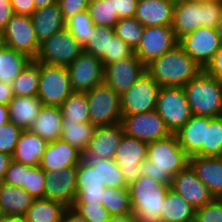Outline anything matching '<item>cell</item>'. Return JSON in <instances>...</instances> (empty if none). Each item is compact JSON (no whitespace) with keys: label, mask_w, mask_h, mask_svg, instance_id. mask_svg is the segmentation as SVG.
<instances>
[{"label":"cell","mask_w":222,"mask_h":222,"mask_svg":"<svg viewBox=\"0 0 222 222\" xmlns=\"http://www.w3.org/2000/svg\"><path fill=\"white\" fill-rule=\"evenodd\" d=\"M189 164V156L177 136L148 143L147 159L141 163V176H148L171 187L172 178Z\"/></svg>","instance_id":"1"},{"label":"cell","mask_w":222,"mask_h":222,"mask_svg":"<svg viewBox=\"0 0 222 222\" xmlns=\"http://www.w3.org/2000/svg\"><path fill=\"white\" fill-rule=\"evenodd\" d=\"M203 70L178 44L146 65V72L160 87H184Z\"/></svg>","instance_id":"2"},{"label":"cell","mask_w":222,"mask_h":222,"mask_svg":"<svg viewBox=\"0 0 222 222\" xmlns=\"http://www.w3.org/2000/svg\"><path fill=\"white\" fill-rule=\"evenodd\" d=\"M170 188L148 176H140L128 186L132 211L138 222H162L161 210Z\"/></svg>","instance_id":"3"},{"label":"cell","mask_w":222,"mask_h":222,"mask_svg":"<svg viewBox=\"0 0 222 222\" xmlns=\"http://www.w3.org/2000/svg\"><path fill=\"white\" fill-rule=\"evenodd\" d=\"M192 115H222V83L204 70L183 87Z\"/></svg>","instance_id":"4"},{"label":"cell","mask_w":222,"mask_h":222,"mask_svg":"<svg viewBox=\"0 0 222 222\" xmlns=\"http://www.w3.org/2000/svg\"><path fill=\"white\" fill-rule=\"evenodd\" d=\"M156 111L171 134H175L192 117L183 87H160Z\"/></svg>","instance_id":"5"},{"label":"cell","mask_w":222,"mask_h":222,"mask_svg":"<svg viewBox=\"0 0 222 222\" xmlns=\"http://www.w3.org/2000/svg\"><path fill=\"white\" fill-rule=\"evenodd\" d=\"M90 122L94 126L121 123L120 96L105 82L86 92Z\"/></svg>","instance_id":"6"},{"label":"cell","mask_w":222,"mask_h":222,"mask_svg":"<svg viewBox=\"0 0 222 222\" xmlns=\"http://www.w3.org/2000/svg\"><path fill=\"white\" fill-rule=\"evenodd\" d=\"M82 52L83 46L64 28L40 43L35 61L67 67L76 60Z\"/></svg>","instance_id":"7"},{"label":"cell","mask_w":222,"mask_h":222,"mask_svg":"<svg viewBox=\"0 0 222 222\" xmlns=\"http://www.w3.org/2000/svg\"><path fill=\"white\" fill-rule=\"evenodd\" d=\"M73 92L65 66L40 63L37 97L45 106H58Z\"/></svg>","instance_id":"8"},{"label":"cell","mask_w":222,"mask_h":222,"mask_svg":"<svg viewBox=\"0 0 222 222\" xmlns=\"http://www.w3.org/2000/svg\"><path fill=\"white\" fill-rule=\"evenodd\" d=\"M2 33L6 47L35 60L40 44L33 28L31 16L14 14Z\"/></svg>","instance_id":"9"},{"label":"cell","mask_w":222,"mask_h":222,"mask_svg":"<svg viewBox=\"0 0 222 222\" xmlns=\"http://www.w3.org/2000/svg\"><path fill=\"white\" fill-rule=\"evenodd\" d=\"M160 85L145 72L120 96L122 116L156 110Z\"/></svg>","instance_id":"10"},{"label":"cell","mask_w":222,"mask_h":222,"mask_svg":"<svg viewBox=\"0 0 222 222\" xmlns=\"http://www.w3.org/2000/svg\"><path fill=\"white\" fill-rule=\"evenodd\" d=\"M148 143L123 134L113 160L119 166L126 185L141 176V163L147 159Z\"/></svg>","instance_id":"11"},{"label":"cell","mask_w":222,"mask_h":222,"mask_svg":"<svg viewBox=\"0 0 222 222\" xmlns=\"http://www.w3.org/2000/svg\"><path fill=\"white\" fill-rule=\"evenodd\" d=\"M124 133L144 142L162 140L171 135L156 110L122 116Z\"/></svg>","instance_id":"12"},{"label":"cell","mask_w":222,"mask_h":222,"mask_svg":"<svg viewBox=\"0 0 222 222\" xmlns=\"http://www.w3.org/2000/svg\"><path fill=\"white\" fill-rule=\"evenodd\" d=\"M178 45L204 69L221 47V42L216 28L199 27L180 38Z\"/></svg>","instance_id":"13"},{"label":"cell","mask_w":222,"mask_h":222,"mask_svg":"<svg viewBox=\"0 0 222 222\" xmlns=\"http://www.w3.org/2000/svg\"><path fill=\"white\" fill-rule=\"evenodd\" d=\"M177 44L178 40L172 26H147L134 54L146 66L152 60L172 50Z\"/></svg>","instance_id":"14"},{"label":"cell","mask_w":222,"mask_h":222,"mask_svg":"<svg viewBox=\"0 0 222 222\" xmlns=\"http://www.w3.org/2000/svg\"><path fill=\"white\" fill-rule=\"evenodd\" d=\"M66 68L72 90L75 92L86 93L104 82V66L101 58L85 51Z\"/></svg>","instance_id":"15"},{"label":"cell","mask_w":222,"mask_h":222,"mask_svg":"<svg viewBox=\"0 0 222 222\" xmlns=\"http://www.w3.org/2000/svg\"><path fill=\"white\" fill-rule=\"evenodd\" d=\"M146 72V66L135 54L104 67V82L119 96L128 91Z\"/></svg>","instance_id":"16"},{"label":"cell","mask_w":222,"mask_h":222,"mask_svg":"<svg viewBox=\"0 0 222 222\" xmlns=\"http://www.w3.org/2000/svg\"><path fill=\"white\" fill-rule=\"evenodd\" d=\"M44 172L46 176L44 199L59 201L66 207H72L76 200L77 166L60 171L44 170Z\"/></svg>","instance_id":"17"},{"label":"cell","mask_w":222,"mask_h":222,"mask_svg":"<svg viewBox=\"0 0 222 222\" xmlns=\"http://www.w3.org/2000/svg\"><path fill=\"white\" fill-rule=\"evenodd\" d=\"M171 189L180 194L195 210L211 202L215 197L198 179L188 164L172 178Z\"/></svg>","instance_id":"18"},{"label":"cell","mask_w":222,"mask_h":222,"mask_svg":"<svg viewBox=\"0 0 222 222\" xmlns=\"http://www.w3.org/2000/svg\"><path fill=\"white\" fill-rule=\"evenodd\" d=\"M123 134L121 123L96 126L83 158L113 159Z\"/></svg>","instance_id":"19"},{"label":"cell","mask_w":222,"mask_h":222,"mask_svg":"<svg viewBox=\"0 0 222 222\" xmlns=\"http://www.w3.org/2000/svg\"><path fill=\"white\" fill-rule=\"evenodd\" d=\"M76 200L74 203L102 204L106 188L98 170L94 169L85 159L77 166Z\"/></svg>","instance_id":"20"},{"label":"cell","mask_w":222,"mask_h":222,"mask_svg":"<svg viewBox=\"0 0 222 222\" xmlns=\"http://www.w3.org/2000/svg\"><path fill=\"white\" fill-rule=\"evenodd\" d=\"M83 154L61 139L49 142L42 155L39 166L43 170L60 171L64 168L78 166Z\"/></svg>","instance_id":"21"},{"label":"cell","mask_w":222,"mask_h":222,"mask_svg":"<svg viewBox=\"0 0 222 222\" xmlns=\"http://www.w3.org/2000/svg\"><path fill=\"white\" fill-rule=\"evenodd\" d=\"M189 165L215 198L222 197V156L189 157Z\"/></svg>","instance_id":"22"},{"label":"cell","mask_w":222,"mask_h":222,"mask_svg":"<svg viewBox=\"0 0 222 222\" xmlns=\"http://www.w3.org/2000/svg\"><path fill=\"white\" fill-rule=\"evenodd\" d=\"M175 1L138 0L134 17L144 26H172Z\"/></svg>","instance_id":"23"},{"label":"cell","mask_w":222,"mask_h":222,"mask_svg":"<svg viewBox=\"0 0 222 222\" xmlns=\"http://www.w3.org/2000/svg\"><path fill=\"white\" fill-rule=\"evenodd\" d=\"M212 117L192 115V117L175 133L179 145L191 157L196 155L205 143L206 124Z\"/></svg>","instance_id":"24"},{"label":"cell","mask_w":222,"mask_h":222,"mask_svg":"<svg viewBox=\"0 0 222 222\" xmlns=\"http://www.w3.org/2000/svg\"><path fill=\"white\" fill-rule=\"evenodd\" d=\"M42 106L37 96H14L8 103L9 122L23 131L28 130Z\"/></svg>","instance_id":"25"},{"label":"cell","mask_w":222,"mask_h":222,"mask_svg":"<svg viewBox=\"0 0 222 222\" xmlns=\"http://www.w3.org/2000/svg\"><path fill=\"white\" fill-rule=\"evenodd\" d=\"M62 122L63 116L60 107L43 105L28 130L49 143L61 138Z\"/></svg>","instance_id":"26"},{"label":"cell","mask_w":222,"mask_h":222,"mask_svg":"<svg viewBox=\"0 0 222 222\" xmlns=\"http://www.w3.org/2000/svg\"><path fill=\"white\" fill-rule=\"evenodd\" d=\"M34 200L24 188L0 183V215L23 217Z\"/></svg>","instance_id":"27"},{"label":"cell","mask_w":222,"mask_h":222,"mask_svg":"<svg viewBox=\"0 0 222 222\" xmlns=\"http://www.w3.org/2000/svg\"><path fill=\"white\" fill-rule=\"evenodd\" d=\"M31 19L39 44L66 28V21L58 4L35 10Z\"/></svg>","instance_id":"28"},{"label":"cell","mask_w":222,"mask_h":222,"mask_svg":"<svg viewBox=\"0 0 222 222\" xmlns=\"http://www.w3.org/2000/svg\"><path fill=\"white\" fill-rule=\"evenodd\" d=\"M48 142L29 130L21 132L12 160L21 164L38 166Z\"/></svg>","instance_id":"29"},{"label":"cell","mask_w":222,"mask_h":222,"mask_svg":"<svg viewBox=\"0 0 222 222\" xmlns=\"http://www.w3.org/2000/svg\"><path fill=\"white\" fill-rule=\"evenodd\" d=\"M201 26V2H176L172 29L177 40Z\"/></svg>","instance_id":"30"},{"label":"cell","mask_w":222,"mask_h":222,"mask_svg":"<svg viewBox=\"0 0 222 222\" xmlns=\"http://www.w3.org/2000/svg\"><path fill=\"white\" fill-rule=\"evenodd\" d=\"M161 213L162 222H194L195 209L171 188L165 196Z\"/></svg>","instance_id":"31"},{"label":"cell","mask_w":222,"mask_h":222,"mask_svg":"<svg viewBox=\"0 0 222 222\" xmlns=\"http://www.w3.org/2000/svg\"><path fill=\"white\" fill-rule=\"evenodd\" d=\"M67 207L55 200L35 199L23 215L24 222H62Z\"/></svg>","instance_id":"32"},{"label":"cell","mask_w":222,"mask_h":222,"mask_svg":"<svg viewBox=\"0 0 222 222\" xmlns=\"http://www.w3.org/2000/svg\"><path fill=\"white\" fill-rule=\"evenodd\" d=\"M115 31L112 27L94 26L92 34L87 43L83 46V51L101 58L103 66L110 64V46Z\"/></svg>","instance_id":"33"},{"label":"cell","mask_w":222,"mask_h":222,"mask_svg":"<svg viewBox=\"0 0 222 222\" xmlns=\"http://www.w3.org/2000/svg\"><path fill=\"white\" fill-rule=\"evenodd\" d=\"M32 59L4 46L0 49V81L12 83Z\"/></svg>","instance_id":"34"},{"label":"cell","mask_w":222,"mask_h":222,"mask_svg":"<svg viewBox=\"0 0 222 222\" xmlns=\"http://www.w3.org/2000/svg\"><path fill=\"white\" fill-rule=\"evenodd\" d=\"M95 128L96 126L91 122H62L60 139L68 142L83 154L93 137Z\"/></svg>","instance_id":"35"},{"label":"cell","mask_w":222,"mask_h":222,"mask_svg":"<svg viewBox=\"0 0 222 222\" xmlns=\"http://www.w3.org/2000/svg\"><path fill=\"white\" fill-rule=\"evenodd\" d=\"M39 77L40 63L31 60L11 83L14 96H37Z\"/></svg>","instance_id":"36"},{"label":"cell","mask_w":222,"mask_h":222,"mask_svg":"<svg viewBox=\"0 0 222 222\" xmlns=\"http://www.w3.org/2000/svg\"><path fill=\"white\" fill-rule=\"evenodd\" d=\"M63 122H90L86 93L73 91L60 106Z\"/></svg>","instance_id":"37"},{"label":"cell","mask_w":222,"mask_h":222,"mask_svg":"<svg viewBox=\"0 0 222 222\" xmlns=\"http://www.w3.org/2000/svg\"><path fill=\"white\" fill-rule=\"evenodd\" d=\"M83 159H85L94 169L98 170V173L106 188L128 187L126 185L124 176L122 175V171L113 159Z\"/></svg>","instance_id":"38"},{"label":"cell","mask_w":222,"mask_h":222,"mask_svg":"<svg viewBox=\"0 0 222 222\" xmlns=\"http://www.w3.org/2000/svg\"><path fill=\"white\" fill-rule=\"evenodd\" d=\"M102 205L111 215L133 213L128 187L105 188Z\"/></svg>","instance_id":"39"},{"label":"cell","mask_w":222,"mask_h":222,"mask_svg":"<svg viewBox=\"0 0 222 222\" xmlns=\"http://www.w3.org/2000/svg\"><path fill=\"white\" fill-rule=\"evenodd\" d=\"M87 10L95 26L114 28L119 21L114 0H89Z\"/></svg>","instance_id":"40"},{"label":"cell","mask_w":222,"mask_h":222,"mask_svg":"<svg viewBox=\"0 0 222 222\" xmlns=\"http://www.w3.org/2000/svg\"><path fill=\"white\" fill-rule=\"evenodd\" d=\"M197 156H222V115L206 124L205 143Z\"/></svg>","instance_id":"41"},{"label":"cell","mask_w":222,"mask_h":222,"mask_svg":"<svg viewBox=\"0 0 222 222\" xmlns=\"http://www.w3.org/2000/svg\"><path fill=\"white\" fill-rule=\"evenodd\" d=\"M144 28L135 17H131L119 19L114 31L116 36L135 50L143 36Z\"/></svg>","instance_id":"42"},{"label":"cell","mask_w":222,"mask_h":222,"mask_svg":"<svg viewBox=\"0 0 222 222\" xmlns=\"http://www.w3.org/2000/svg\"><path fill=\"white\" fill-rule=\"evenodd\" d=\"M94 26L88 10L76 13L74 16L66 20V29L82 46L87 43Z\"/></svg>","instance_id":"43"},{"label":"cell","mask_w":222,"mask_h":222,"mask_svg":"<svg viewBox=\"0 0 222 222\" xmlns=\"http://www.w3.org/2000/svg\"><path fill=\"white\" fill-rule=\"evenodd\" d=\"M45 172L38 166L27 165V178L24 189L35 199H44Z\"/></svg>","instance_id":"44"},{"label":"cell","mask_w":222,"mask_h":222,"mask_svg":"<svg viewBox=\"0 0 222 222\" xmlns=\"http://www.w3.org/2000/svg\"><path fill=\"white\" fill-rule=\"evenodd\" d=\"M72 208L88 222H109L111 214L102 204L74 203Z\"/></svg>","instance_id":"45"},{"label":"cell","mask_w":222,"mask_h":222,"mask_svg":"<svg viewBox=\"0 0 222 222\" xmlns=\"http://www.w3.org/2000/svg\"><path fill=\"white\" fill-rule=\"evenodd\" d=\"M222 17V0L201 1V26L216 28Z\"/></svg>","instance_id":"46"},{"label":"cell","mask_w":222,"mask_h":222,"mask_svg":"<svg viewBox=\"0 0 222 222\" xmlns=\"http://www.w3.org/2000/svg\"><path fill=\"white\" fill-rule=\"evenodd\" d=\"M22 131L11 122L0 126V152L12 156Z\"/></svg>","instance_id":"47"},{"label":"cell","mask_w":222,"mask_h":222,"mask_svg":"<svg viewBox=\"0 0 222 222\" xmlns=\"http://www.w3.org/2000/svg\"><path fill=\"white\" fill-rule=\"evenodd\" d=\"M194 222H222V199L214 198L203 207L196 209Z\"/></svg>","instance_id":"48"},{"label":"cell","mask_w":222,"mask_h":222,"mask_svg":"<svg viewBox=\"0 0 222 222\" xmlns=\"http://www.w3.org/2000/svg\"><path fill=\"white\" fill-rule=\"evenodd\" d=\"M27 165L11 161L3 178L4 183L23 188L26 184Z\"/></svg>","instance_id":"49"},{"label":"cell","mask_w":222,"mask_h":222,"mask_svg":"<svg viewBox=\"0 0 222 222\" xmlns=\"http://www.w3.org/2000/svg\"><path fill=\"white\" fill-rule=\"evenodd\" d=\"M88 4L89 0H58V6L65 21L76 13L87 10Z\"/></svg>","instance_id":"50"},{"label":"cell","mask_w":222,"mask_h":222,"mask_svg":"<svg viewBox=\"0 0 222 222\" xmlns=\"http://www.w3.org/2000/svg\"><path fill=\"white\" fill-rule=\"evenodd\" d=\"M133 54L134 50L114 34L110 46V63L128 58Z\"/></svg>","instance_id":"51"},{"label":"cell","mask_w":222,"mask_h":222,"mask_svg":"<svg viewBox=\"0 0 222 222\" xmlns=\"http://www.w3.org/2000/svg\"><path fill=\"white\" fill-rule=\"evenodd\" d=\"M138 0H114L115 12L118 18L134 17Z\"/></svg>","instance_id":"52"},{"label":"cell","mask_w":222,"mask_h":222,"mask_svg":"<svg viewBox=\"0 0 222 222\" xmlns=\"http://www.w3.org/2000/svg\"><path fill=\"white\" fill-rule=\"evenodd\" d=\"M204 71L222 83V45L204 68Z\"/></svg>","instance_id":"53"},{"label":"cell","mask_w":222,"mask_h":222,"mask_svg":"<svg viewBox=\"0 0 222 222\" xmlns=\"http://www.w3.org/2000/svg\"><path fill=\"white\" fill-rule=\"evenodd\" d=\"M14 14L31 16L35 11L34 0H10Z\"/></svg>","instance_id":"54"},{"label":"cell","mask_w":222,"mask_h":222,"mask_svg":"<svg viewBox=\"0 0 222 222\" xmlns=\"http://www.w3.org/2000/svg\"><path fill=\"white\" fill-rule=\"evenodd\" d=\"M14 15L10 0H0V29L3 30L6 24Z\"/></svg>","instance_id":"55"},{"label":"cell","mask_w":222,"mask_h":222,"mask_svg":"<svg viewBox=\"0 0 222 222\" xmlns=\"http://www.w3.org/2000/svg\"><path fill=\"white\" fill-rule=\"evenodd\" d=\"M13 97L14 94L11 84L0 81V104L8 105Z\"/></svg>","instance_id":"56"},{"label":"cell","mask_w":222,"mask_h":222,"mask_svg":"<svg viewBox=\"0 0 222 222\" xmlns=\"http://www.w3.org/2000/svg\"><path fill=\"white\" fill-rule=\"evenodd\" d=\"M62 222H88L72 207H67L64 211Z\"/></svg>","instance_id":"57"},{"label":"cell","mask_w":222,"mask_h":222,"mask_svg":"<svg viewBox=\"0 0 222 222\" xmlns=\"http://www.w3.org/2000/svg\"><path fill=\"white\" fill-rule=\"evenodd\" d=\"M11 161V155L0 152V183L3 181L6 170L8 169Z\"/></svg>","instance_id":"58"},{"label":"cell","mask_w":222,"mask_h":222,"mask_svg":"<svg viewBox=\"0 0 222 222\" xmlns=\"http://www.w3.org/2000/svg\"><path fill=\"white\" fill-rule=\"evenodd\" d=\"M109 222H138L133 213L111 215Z\"/></svg>","instance_id":"59"},{"label":"cell","mask_w":222,"mask_h":222,"mask_svg":"<svg viewBox=\"0 0 222 222\" xmlns=\"http://www.w3.org/2000/svg\"><path fill=\"white\" fill-rule=\"evenodd\" d=\"M9 122L8 105L0 104V126Z\"/></svg>","instance_id":"60"},{"label":"cell","mask_w":222,"mask_h":222,"mask_svg":"<svg viewBox=\"0 0 222 222\" xmlns=\"http://www.w3.org/2000/svg\"><path fill=\"white\" fill-rule=\"evenodd\" d=\"M35 10L58 4V0H34Z\"/></svg>","instance_id":"61"},{"label":"cell","mask_w":222,"mask_h":222,"mask_svg":"<svg viewBox=\"0 0 222 222\" xmlns=\"http://www.w3.org/2000/svg\"><path fill=\"white\" fill-rule=\"evenodd\" d=\"M0 222H24V220H23V217L0 215Z\"/></svg>","instance_id":"62"},{"label":"cell","mask_w":222,"mask_h":222,"mask_svg":"<svg viewBox=\"0 0 222 222\" xmlns=\"http://www.w3.org/2000/svg\"><path fill=\"white\" fill-rule=\"evenodd\" d=\"M216 30H217V34L222 45V17L220 21L217 23Z\"/></svg>","instance_id":"63"},{"label":"cell","mask_w":222,"mask_h":222,"mask_svg":"<svg viewBox=\"0 0 222 222\" xmlns=\"http://www.w3.org/2000/svg\"><path fill=\"white\" fill-rule=\"evenodd\" d=\"M5 46L2 30L0 29V49Z\"/></svg>","instance_id":"64"},{"label":"cell","mask_w":222,"mask_h":222,"mask_svg":"<svg viewBox=\"0 0 222 222\" xmlns=\"http://www.w3.org/2000/svg\"><path fill=\"white\" fill-rule=\"evenodd\" d=\"M204 0H175V2H201Z\"/></svg>","instance_id":"65"}]
</instances>
